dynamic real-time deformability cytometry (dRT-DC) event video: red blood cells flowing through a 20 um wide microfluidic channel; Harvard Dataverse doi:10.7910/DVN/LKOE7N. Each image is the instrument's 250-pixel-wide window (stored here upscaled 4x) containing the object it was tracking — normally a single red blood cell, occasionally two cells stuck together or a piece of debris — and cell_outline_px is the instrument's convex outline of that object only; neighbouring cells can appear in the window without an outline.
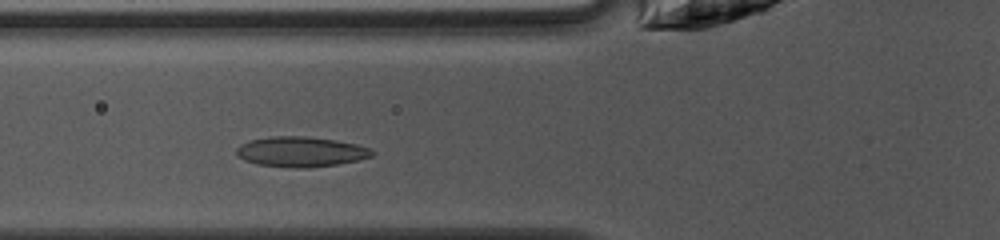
{"species": "common noctule bat (a hibernating species)", "species_latin": "Nyctalus noctula", "temperature_condition": "warm", "stored_images_in_passage": 26, "camera_frame_rate_fps": 3000, "um_per_image_px": 0.085, "animal": {"sex": "female", "body_mass_g": 10.0, "forearm_length_mm": 53.1}, "frame": {"image": 1, "passage_image": 4, "time_ms": 1.0, "image_size_px": [1000, 240], "cell_outline_px": [[376, 152], [372, 156], [360, 160], [336, 164], [308, 168], [296, 168], [256, 164], [244, 160], [236, 156], [236, 148], [240, 144], [248, 140], [272, 136], [304, 136], [336, 140], [356, 144], [372, 148]], "centroid_in_image_um": [25.57, 12.9], "position_along_channel_um": 100.2, "area_um2": 24.1}}
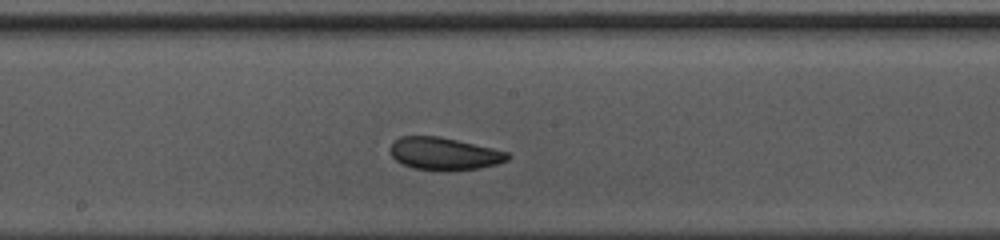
{"frame": {"image": 2, "passage_image": 12, "time_ms": 3.667, "image_size_px": [1000, 240], "cell_outline_px": [[512, 156], [508, 160], [496, 164], [476, 168], [412, 168], [396, 160], [392, 156], [392, 144], [400, 136], [440, 136], [492, 148], [508, 152]], "centroid_in_image_um": [37.78, 13.02], "position_along_channel_um": 210.4, "area_um2": 21.27}}
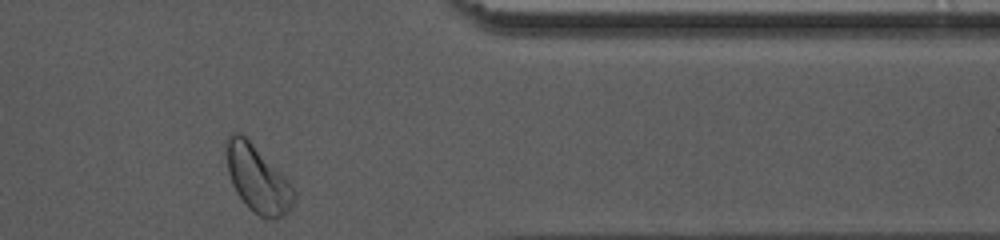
{"frame": {"image": 3, "passage_image": 26, "time_ms": 8.333, "image_size_px": [1000, 240], "cell_outline_px": [[296, 200], [288, 212], [284, 216], [276, 220], [272, 220], [260, 216], [252, 212], [248, 208], [236, 192], [232, 184], [228, 172], [228, 136], [232, 132], [240, 132], [288, 180], [296, 192]], "centroid_in_image_um": [21.94, 15.29], "position_along_channel_um": 389.5, "area_um2": 25.95}, "authors_computed_cell_mechanics": {"area_um2": 22.4553, "velocity_mm_per_s": 4.1101, "shape_relaxation_time_tau1_ms": 4.6455, "shape_relaxation_time_tau2_ms": 1.9604, "deformation_change_tau1": 0.1162, "deformation_change_tau2": 0.0921}}